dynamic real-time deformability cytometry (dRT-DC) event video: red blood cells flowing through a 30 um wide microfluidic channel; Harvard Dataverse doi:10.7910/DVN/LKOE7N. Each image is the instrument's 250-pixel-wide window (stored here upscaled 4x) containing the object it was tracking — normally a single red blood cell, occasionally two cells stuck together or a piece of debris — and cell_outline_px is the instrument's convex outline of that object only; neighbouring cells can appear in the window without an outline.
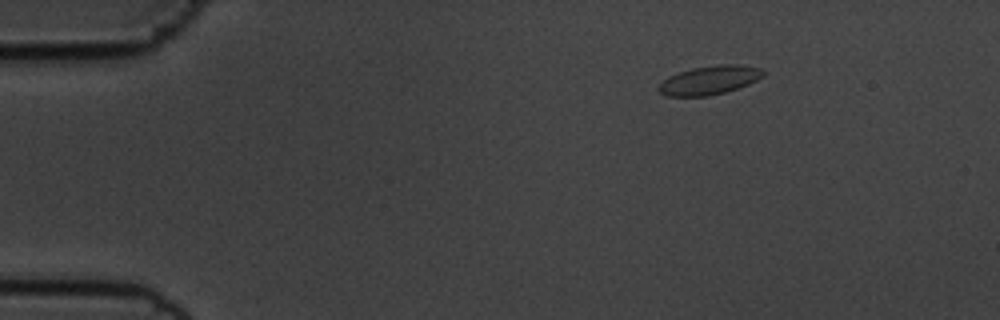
{"species": "common noctule bat (a hibernating species)", "species_latin": "Nyctalus noctula", "temperature_condition": "cold", "stored_images_in_passage": 49, "camera_frame_rate_fps": 3000, "um_per_image_px": 0.085, "animal": {"sex": "male", "body_mass_g": 19.5, "forearm_length_mm": 54.6}, "frame": {"image": 1, "passage_image": 1, "time_ms": 0.0, "image_size_px": [1000, 320], "cell_outline_px": [[764, 76], [748, 84], [724, 92], [708, 96], [668, 96], [660, 92], [656, 88], [668, 76], [692, 68], [720, 64], [740, 64], [760, 68], [764, 72]], "centroid_in_image_um": [60.3, 6.8], "position_along_channel_um": 24.7, "area_um2": 17.4}}
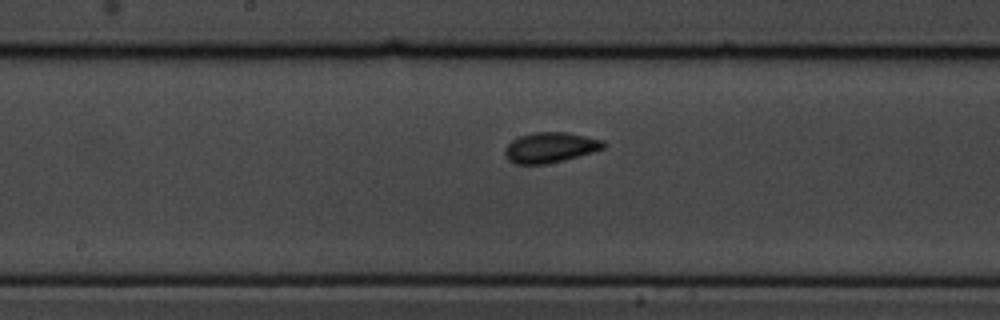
{"frame": {"image": 2, "passage_image": 22, "time_ms": 7.0, "image_size_px": [1000, 320], "cell_outline_px": [[604, 148], [592, 152], [564, 160], [548, 164], [516, 164], [508, 160], [504, 152], [504, 148], [512, 140], [520, 136], [532, 132], [568, 132], [604, 140]], "centroid_in_image_um": [46.75, 12.53], "position_along_channel_um": 201.5, "area_um2": 17.46}}
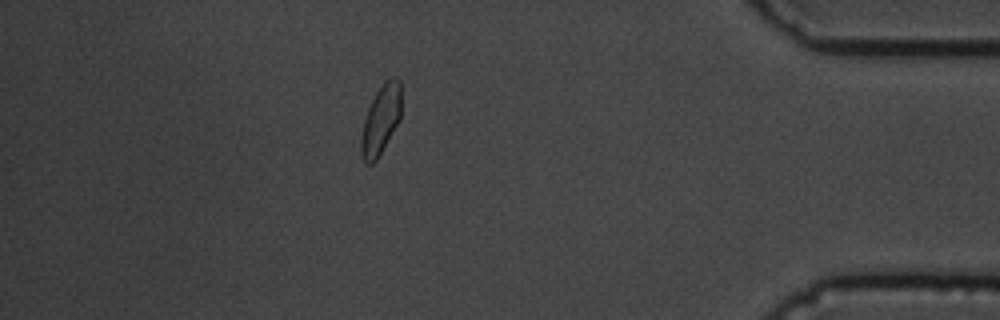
{"frame": {"image": 3, "passage_image": 42, "time_ms": 13.667, "image_size_px": [1000, 320], "cell_outline_px": [[400, 120], [376, 160], [372, 164], [364, 164], [360, 156], [360, 140], [364, 120], [368, 108], [376, 92], [384, 80], [392, 76], [396, 76], [400, 80]], "centroid_in_image_um": [32.35, 10.19], "position_along_channel_um": 402.9, "area_um2": 16.3}, "authors_computed_cell_mechanics": {"area_um2": 16.7042, "velocity_mm_per_s": 3.5993, "shape_relaxation_time_tau1_ms": 2.7847, "shape_relaxation_time_tau2_ms": 1.0222, "deformation_change_tau1": 0.0648, "deformation_change_tau2": 0.0383}}